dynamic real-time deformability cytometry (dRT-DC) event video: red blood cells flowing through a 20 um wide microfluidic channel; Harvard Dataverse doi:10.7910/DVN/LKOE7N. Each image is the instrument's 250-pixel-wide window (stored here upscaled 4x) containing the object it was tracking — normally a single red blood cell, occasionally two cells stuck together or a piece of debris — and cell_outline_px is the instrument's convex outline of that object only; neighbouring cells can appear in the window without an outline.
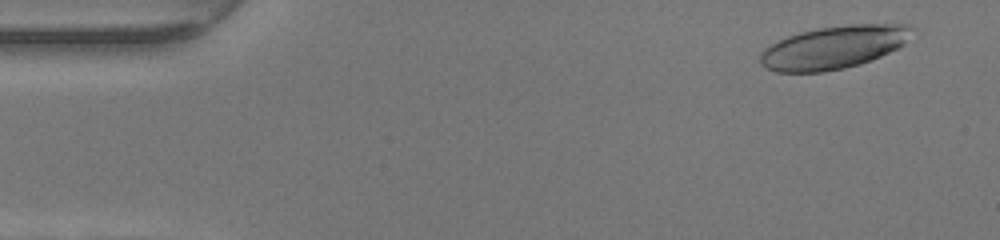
{"species": "human", "species_latin": "Homo sapiens", "temperature_condition": "warm", "stored_images_in_passage": 48, "camera_frame_rate_fps": 3000, "um_per_image_px": 0.085, "donor": {"sex": "female"}, "frame": {"image": 1, "passage_image": 3, "time_ms": 0.667, "image_size_px": [1000, 240], "cell_outline_px": [[916, 28], [904, 44], [872, 60], [860, 64], [844, 68], [824, 72], [776, 72], [764, 68], [760, 64], [760, 52], [764, 48], [788, 36], [800, 32], [816, 28], [848, 24], [912, 24]], "centroid_in_image_um": [70.87, 4.02], "position_along_channel_um": 14.1, "area_um2": 38.21}}
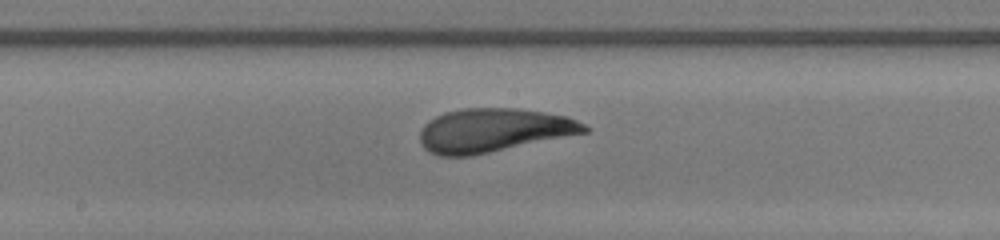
{"frame": {"image": 2, "passage_image": 25, "time_ms": 8.0, "image_size_px": [1000, 240], "cell_outline_px": [[592, 128], [588, 132], [472, 156], [440, 156], [428, 152], [420, 144], [420, 132], [424, 124], [428, 120], [444, 112], [464, 108], [516, 108], [544, 112], [568, 116]], "centroid_in_image_um": [41.93, 11.08], "position_along_channel_um": 206.3, "area_um2": 42.14}}
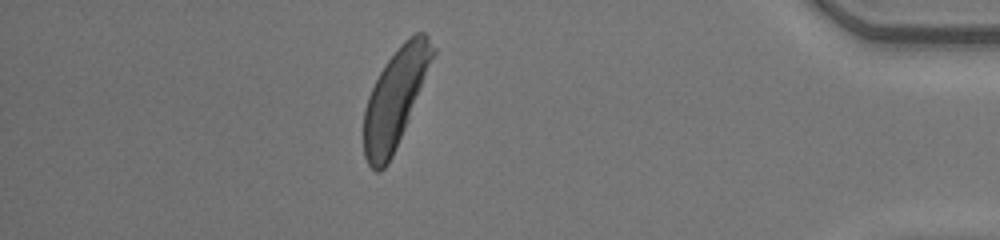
{"frame": {"image": 3, "passage_image": 42, "time_ms": 13.667, "image_size_px": [1000, 240], "cell_outline_px": [[436, 52], [404, 128], [392, 156], [388, 164], [380, 172], [376, 172], [368, 164], [364, 156], [364, 108], [368, 96], [384, 64], [400, 44], [404, 40], [416, 32], [424, 32], [428, 36], [436, 48]], "centroid_in_image_um": [33.58, 8.32], "position_along_channel_um": 401.6, "area_um2": 38.73}, "authors_computed_cell_mechanics": {"area_um2": 40.3155, "velocity_mm_per_s": 4.2535, "shape_relaxation_time_tau1_ms": 2.9027, "shape_relaxation_time_tau2_ms": 1.2722, "deformation_change_tau1": 0.1678, "deformation_change_tau2": 0.0958}}